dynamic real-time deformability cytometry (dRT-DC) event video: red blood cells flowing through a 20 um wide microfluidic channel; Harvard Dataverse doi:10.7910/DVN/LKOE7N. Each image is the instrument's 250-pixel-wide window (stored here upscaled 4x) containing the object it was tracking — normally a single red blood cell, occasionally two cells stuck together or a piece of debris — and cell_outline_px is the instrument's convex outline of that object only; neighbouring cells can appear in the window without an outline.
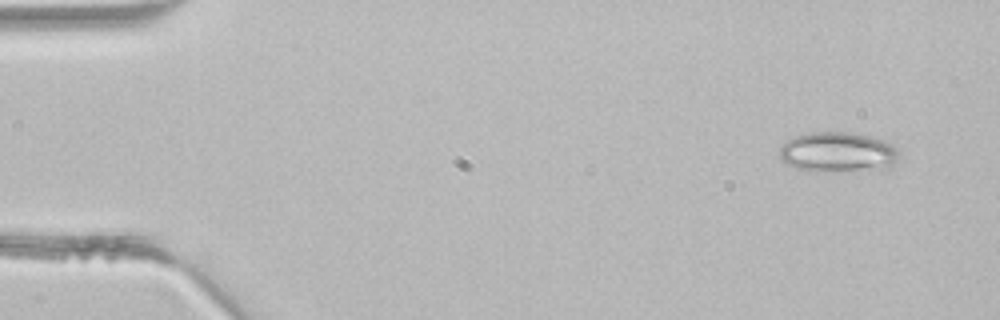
{"species": "common noctule bat (a hibernating species)", "species_latin": "Nyctalus noctula", "temperature_condition": "room temperature", "stored_images_in_passage": 3, "camera_frame_rate_fps": 3000, "um_per_image_px": 0.085, "animal": {"sex": "male", "body_mass_g": 21.5, "forearm_length_mm": 52.0}, "frame": {"image": 1, "passage_image": 1, "time_ms": 0.0, "image_size_px": [1000, 320], "cell_outline_px": [[900, 156], [888, 168], [796, 168], [780, 160], [780, 144], [796, 136], [812, 132], [848, 132], [872, 136], [884, 140], [892, 144], [900, 152]], "centroid_in_image_um": [71.23, 12.85], "position_along_channel_um": 13.8, "area_um2": 26.7}}